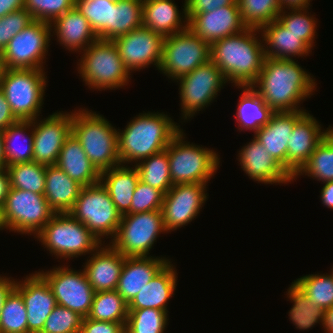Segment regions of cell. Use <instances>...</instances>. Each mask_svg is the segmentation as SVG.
Here are the masks:
<instances>
[{"label":"cell","mask_w":333,"mask_h":333,"mask_svg":"<svg viewBox=\"0 0 333 333\" xmlns=\"http://www.w3.org/2000/svg\"><path fill=\"white\" fill-rule=\"evenodd\" d=\"M295 60L265 57L262 70L251 85L274 112L307 111L300 107L301 101L311 98L317 89L314 76Z\"/></svg>","instance_id":"1"},{"label":"cell","mask_w":333,"mask_h":333,"mask_svg":"<svg viewBox=\"0 0 333 333\" xmlns=\"http://www.w3.org/2000/svg\"><path fill=\"white\" fill-rule=\"evenodd\" d=\"M138 181L139 173L133 165L131 167L120 164L100 172V182L121 215L130 214V205Z\"/></svg>","instance_id":"31"},{"label":"cell","mask_w":333,"mask_h":333,"mask_svg":"<svg viewBox=\"0 0 333 333\" xmlns=\"http://www.w3.org/2000/svg\"><path fill=\"white\" fill-rule=\"evenodd\" d=\"M15 287V279L13 277L0 275V312L8 293Z\"/></svg>","instance_id":"54"},{"label":"cell","mask_w":333,"mask_h":333,"mask_svg":"<svg viewBox=\"0 0 333 333\" xmlns=\"http://www.w3.org/2000/svg\"><path fill=\"white\" fill-rule=\"evenodd\" d=\"M331 126L325 130L313 115L306 112L294 125L287 145V172L294 175L308 161L316 146Z\"/></svg>","instance_id":"22"},{"label":"cell","mask_w":333,"mask_h":333,"mask_svg":"<svg viewBox=\"0 0 333 333\" xmlns=\"http://www.w3.org/2000/svg\"><path fill=\"white\" fill-rule=\"evenodd\" d=\"M143 0H118L113 3L111 41L142 26Z\"/></svg>","instance_id":"41"},{"label":"cell","mask_w":333,"mask_h":333,"mask_svg":"<svg viewBox=\"0 0 333 333\" xmlns=\"http://www.w3.org/2000/svg\"><path fill=\"white\" fill-rule=\"evenodd\" d=\"M112 41L130 73L148 68L151 64L159 70L164 41L162 35L141 26Z\"/></svg>","instance_id":"17"},{"label":"cell","mask_w":333,"mask_h":333,"mask_svg":"<svg viewBox=\"0 0 333 333\" xmlns=\"http://www.w3.org/2000/svg\"><path fill=\"white\" fill-rule=\"evenodd\" d=\"M38 273L49 284L57 305L69 308L84 318L90 312L95 291L91 287L86 273L76 271L69 266H56L53 269L38 270Z\"/></svg>","instance_id":"15"},{"label":"cell","mask_w":333,"mask_h":333,"mask_svg":"<svg viewBox=\"0 0 333 333\" xmlns=\"http://www.w3.org/2000/svg\"><path fill=\"white\" fill-rule=\"evenodd\" d=\"M310 8L282 10L277 20L290 32L299 36L311 49L315 46L317 19L308 12ZM308 13V14H307ZM310 13V14H309Z\"/></svg>","instance_id":"45"},{"label":"cell","mask_w":333,"mask_h":333,"mask_svg":"<svg viewBox=\"0 0 333 333\" xmlns=\"http://www.w3.org/2000/svg\"><path fill=\"white\" fill-rule=\"evenodd\" d=\"M51 37V24L34 20L17 33L3 50L6 69H42L47 62Z\"/></svg>","instance_id":"14"},{"label":"cell","mask_w":333,"mask_h":333,"mask_svg":"<svg viewBox=\"0 0 333 333\" xmlns=\"http://www.w3.org/2000/svg\"><path fill=\"white\" fill-rule=\"evenodd\" d=\"M69 213L83 223L101 244H107L105 237L114 238L122 217L101 182L82 187Z\"/></svg>","instance_id":"9"},{"label":"cell","mask_w":333,"mask_h":333,"mask_svg":"<svg viewBox=\"0 0 333 333\" xmlns=\"http://www.w3.org/2000/svg\"><path fill=\"white\" fill-rule=\"evenodd\" d=\"M168 114L139 113L117 129L118 154L121 164L134 166L140 161L166 150L172 138L182 129Z\"/></svg>","instance_id":"3"},{"label":"cell","mask_w":333,"mask_h":333,"mask_svg":"<svg viewBox=\"0 0 333 333\" xmlns=\"http://www.w3.org/2000/svg\"><path fill=\"white\" fill-rule=\"evenodd\" d=\"M1 213L5 229L34 238L55 214L44 194L15 188H10Z\"/></svg>","instance_id":"11"},{"label":"cell","mask_w":333,"mask_h":333,"mask_svg":"<svg viewBox=\"0 0 333 333\" xmlns=\"http://www.w3.org/2000/svg\"><path fill=\"white\" fill-rule=\"evenodd\" d=\"M188 20L197 13L210 12L218 8L233 5L236 0H185Z\"/></svg>","instance_id":"51"},{"label":"cell","mask_w":333,"mask_h":333,"mask_svg":"<svg viewBox=\"0 0 333 333\" xmlns=\"http://www.w3.org/2000/svg\"><path fill=\"white\" fill-rule=\"evenodd\" d=\"M113 3L109 0H75V8L89 21L100 40H111Z\"/></svg>","instance_id":"40"},{"label":"cell","mask_w":333,"mask_h":333,"mask_svg":"<svg viewBox=\"0 0 333 333\" xmlns=\"http://www.w3.org/2000/svg\"><path fill=\"white\" fill-rule=\"evenodd\" d=\"M5 229V226L3 224V220H2V213H1V208H0V231Z\"/></svg>","instance_id":"62"},{"label":"cell","mask_w":333,"mask_h":333,"mask_svg":"<svg viewBox=\"0 0 333 333\" xmlns=\"http://www.w3.org/2000/svg\"><path fill=\"white\" fill-rule=\"evenodd\" d=\"M5 65L3 60V51L0 50V78L5 72Z\"/></svg>","instance_id":"61"},{"label":"cell","mask_w":333,"mask_h":333,"mask_svg":"<svg viewBox=\"0 0 333 333\" xmlns=\"http://www.w3.org/2000/svg\"><path fill=\"white\" fill-rule=\"evenodd\" d=\"M207 186L203 183L175 184L164 194L161 212L167 232L191 224L197 218L208 200Z\"/></svg>","instance_id":"16"},{"label":"cell","mask_w":333,"mask_h":333,"mask_svg":"<svg viewBox=\"0 0 333 333\" xmlns=\"http://www.w3.org/2000/svg\"><path fill=\"white\" fill-rule=\"evenodd\" d=\"M181 129L166 147L171 181L175 184H207L220 165V155L204 146L186 142Z\"/></svg>","instance_id":"6"},{"label":"cell","mask_w":333,"mask_h":333,"mask_svg":"<svg viewBox=\"0 0 333 333\" xmlns=\"http://www.w3.org/2000/svg\"><path fill=\"white\" fill-rule=\"evenodd\" d=\"M0 333H28L25 304L15 288L8 293L1 309Z\"/></svg>","instance_id":"44"},{"label":"cell","mask_w":333,"mask_h":333,"mask_svg":"<svg viewBox=\"0 0 333 333\" xmlns=\"http://www.w3.org/2000/svg\"><path fill=\"white\" fill-rule=\"evenodd\" d=\"M166 257H125L116 291L129 304L170 261Z\"/></svg>","instance_id":"25"},{"label":"cell","mask_w":333,"mask_h":333,"mask_svg":"<svg viewBox=\"0 0 333 333\" xmlns=\"http://www.w3.org/2000/svg\"><path fill=\"white\" fill-rule=\"evenodd\" d=\"M128 312V303L116 290L99 291L95 292L87 318L126 326Z\"/></svg>","instance_id":"37"},{"label":"cell","mask_w":333,"mask_h":333,"mask_svg":"<svg viewBox=\"0 0 333 333\" xmlns=\"http://www.w3.org/2000/svg\"><path fill=\"white\" fill-rule=\"evenodd\" d=\"M174 2L173 0H143L142 26L163 37L188 29L186 2L184 1L183 11L180 12Z\"/></svg>","instance_id":"27"},{"label":"cell","mask_w":333,"mask_h":333,"mask_svg":"<svg viewBox=\"0 0 333 333\" xmlns=\"http://www.w3.org/2000/svg\"><path fill=\"white\" fill-rule=\"evenodd\" d=\"M73 112L57 111L44 119L32 120L33 161L55 165L66 139L72 133Z\"/></svg>","instance_id":"18"},{"label":"cell","mask_w":333,"mask_h":333,"mask_svg":"<svg viewBox=\"0 0 333 333\" xmlns=\"http://www.w3.org/2000/svg\"><path fill=\"white\" fill-rule=\"evenodd\" d=\"M101 114L87 108L73 111L72 134L99 172L121 164L117 129Z\"/></svg>","instance_id":"4"},{"label":"cell","mask_w":333,"mask_h":333,"mask_svg":"<svg viewBox=\"0 0 333 333\" xmlns=\"http://www.w3.org/2000/svg\"><path fill=\"white\" fill-rule=\"evenodd\" d=\"M139 180L166 194L173 183L169 170V159L166 150L140 161L135 165Z\"/></svg>","instance_id":"38"},{"label":"cell","mask_w":333,"mask_h":333,"mask_svg":"<svg viewBox=\"0 0 333 333\" xmlns=\"http://www.w3.org/2000/svg\"><path fill=\"white\" fill-rule=\"evenodd\" d=\"M188 28L210 45L222 38L244 31L237 2L210 12L194 14L188 20Z\"/></svg>","instance_id":"20"},{"label":"cell","mask_w":333,"mask_h":333,"mask_svg":"<svg viewBox=\"0 0 333 333\" xmlns=\"http://www.w3.org/2000/svg\"><path fill=\"white\" fill-rule=\"evenodd\" d=\"M89 257L83 268L93 290H116L125 256L109 244L102 243Z\"/></svg>","instance_id":"23"},{"label":"cell","mask_w":333,"mask_h":333,"mask_svg":"<svg viewBox=\"0 0 333 333\" xmlns=\"http://www.w3.org/2000/svg\"><path fill=\"white\" fill-rule=\"evenodd\" d=\"M244 25L260 30L277 20L282 11L279 0H236Z\"/></svg>","instance_id":"42"},{"label":"cell","mask_w":333,"mask_h":333,"mask_svg":"<svg viewBox=\"0 0 333 333\" xmlns=\"http://www.w3.org/2000/svg\"><path fill=\"white\" fill-rule=\"evenodd\" d=\"M25 0H0V18L3 16L24 8Z\"/></svg>","instance_id":"55"},{"label":"cell","mask_w":333,"mask_h":333,"mask_svg":"<svg viewBox=\"0 0 333 333\" xmlns=\"http://www.w3.org/2000/svg\"><path fill=\"white\" fill-rule=\"evenodd\" d=\"M6 168L4 147H3V132L0 131V169Z\"/></svg>","instance_id":"60"},{"label":"cell","mask_w":333,"mask_h":333,"mask_svg":"<svg viewBox=\"0 0 333 333\" xmlns=\"http://www.w3.org/2000/svg\"><path fill=\"white\" fill-rule=\"evenodd\" d=\"M306 111L274 112L268 123L260 127L254 137L287 171V145L295 123Z\"/></svg>","instance_id":"24"},{"label":"cell","mask_w":333,"mask_h":333,"mask_svg":"<svg viewBox=\"0 0 333 333\" xmlns=\"http://www.w3.org/2000/svg\"><path fill=\"white\" fill-rule=\"evenodd\" d=\"M237 156L241 169L254 182L288 185L293 181V177L274 160L255 137L240 149Z\"/></svg>","instance_id":"21"},{"label":"cell","mask_w":333,"mask_h":333,"mask_svg":"<svg viewBox=\"0 0 333 333\" xmlns=\"http://www.w3.org/2000/svg\"><path fill=\"white\" fill-rule=\"evenodd\" d=\"M75 7V0H25L24 8L33 20L52 23Z\"/></svg>","instance_id":"48"},{"label":"cell","mask_w":333,"mask_h":333,"mask_svg":"<svg viewBox=\"0 0 333 333\" xmlns=\"http://www.w3.org/2000/svg\"><path fill=\"white\" fill-rule=\"evenodd\" d=\"M161 233H168L161 210L124 214L109 245L125 257H149Z\"/></svg>","instance_id":"10"},{"label":"cell","mask_w":333,"mask_h":333,"mask_svg":"<svg viewBox=\"0 0 333 333\" xmlns=\"http://www.w3.org/2000/svg\"><path fill=\"white\" fill-rule=\"evenodd\" d=\"M34 20L25 8L13 11L0 18V50L3 51L9 41Z\"/></svg>","instance_id":"50"},{"label":"cell","mask_w":333,"mask_h":333,"mask_svg":"<svg viewBox=\"0 0 333 333\" xmlns=\"http://www.w3.org/2000/svg\"><path fill=\"white\" fill-rule=\"evenodd\" d=\"M171 260L156 274V276L142 288L135 298L128 304V309L153 308L167 310V304L174 296L177 287V269Z\"/></svg>","instance_id":"28"},{"label":"cell","mask_w":333,"mask_h":333,"mask_svg":"<svg viewBox=\"0 0 333 333\" xmlns=\"http://www.w3.org/2000/svg\"><path fill=\"white\" fill-rule=\"evenodd\" d=\"M35 237L60 260L86 256L101 245L91 231L70 213H55Z\"/></svg>","instance_id":"7"},{"label":"cell","mask_w":333,"mask_h":333,"mask_svg":"<svg viewBox=\"0 0 333 333\" xmlns=\"http://www.w3.org/2000/svg\"><path fill=\"white\" fill-rule=\"evenodd\" d=\"M45 73L42 69H5L1 76L0 90L19 121L40 118L48 82Z\"/></svg>","instance_id":"8"},{"label":"cell","mask_w":333,"mask_h":333,"mask_svg":"<svg viewBox=\"0 0 333 333\" xmlns=\"http://www.w3.org/2000/svg\"><path fill=\"white\" fill-rule=\"evenodd\" d=\"M82 187L56 165L46 166L44 196L55 213H69Z\"/></svg>","instance_id":"32"},{"label":"cell","mask_w":333,"mask_h":333,"mask_svg":"<svg viewBox=\"0 0 333 333\" xmlns=\"http://www.w3.org/2000/svg\"><path fill=\"white\" fill-rule=\"evenodd\" d=\"M21 139L25 143L23 146L19 145ZM33 141L32 121H17L5 129L3 147L6 166L33 161Z\"/></svg>","instance_id":"34"},{"label":"cell","mask_w":333,"mask_h":333,"mask_svg":"<svg viewBox=\"0 0 333 333\" xmlns=\"http://www.w3.org/2000/svg\"><path fill=\"white\" fill-rule=\"evenodd\" d=\"M80 54L77 71L89 89L115 90L129 84L131 74L113 41L98 39Z\"/></svg>","instance_id":"5"},{"label":"cell","mask_w":333,"mask_h":333,"mask_svg":"<svg viewBox=\"0 0 333 333\" xmlns=\"http://www.w3.org/2000/svg\"><path fill=\"white\" fill-rule=\"evenodd\" d=\"M210 56V44L188 28L164 37L158 71L175 82L198 66L208 63Z\"/></svg>","instance_id":"12"},{"label":"cell","mask_w":333,"mask_h":333,"mask_svg":"<svg viewBox=\"0 0 333 333\" xmlns=\"http://www.w3.org/2000/svg\"><path fill=\"white\" fill-rule=\"evenodd\" d=\"M320 195L322 204L327 208L333 209V181L324 183Z\"/></svg>","instance_id":"57"},{"label":"cell","mask_w":333,"mask_h":333,"mask_svg":"<svg viewBox=\"0 0 333 333\" xmlns=\"http://www.w3.org/2000/svg\"><path fill=\"white\" fill-rule=\"evenodd\" d=\"M282 10L310 8L311 0H279ZM310 6V7H309Z\"/></svg>","instance_id":"58"},{"label":"cell","mask_w":333,"mask_h":333,"mask_svg":"<svg viewBox=\"0 0 333 333\" xmlns=\"http://www.w3.org/2000/svg\"><path fill=\"white\" fill-rule=\"evenodd\" d=\"M80 333H125L122 323L98 321L84 318Z\"/></svg>","instance_id":"52"},{"label":"cell","mask_w":333,"mask_h":333,"mask_svg":"<svg viewBox=\"0 0 333 333\" xmlns=\"http://www.w3.org/2000/svg\"><path fill=\"white\" fill-rule=\"evenodd\" d=\"M19 121L13 114L5 94L0 90V131Z\"/></svg>","instance_id":"53"},{"label":"cell","mask_w":333,"mask_h":333,"mask_svg":"<svg viewBox=\"0 0 333 333\" xmlns=\"http://www.w3.org/2000/svg\"><path fill=\"white\" fill-rule=\"evenodd\" d=\"M22 296L27 311L28 333H41L47 317L57 305L46 280L37 272L15 281L14 287Z\"/></svg>","instance_id":"19"},{"label":"cell","mask_w":333,"mask_h":333,"mask_svg":"<svg viewBox=\"0 0 333 333\" xmlns=\"http://www.w3.org/2000/svg\"><path fill=\"white\" fill-rule=\"evenodd\" d=\"M261 38L260 30L246 28L210 45V60L221 70L229 84L233 83L235 87L251 86L256 81L265 59L264 41Z\"/></svg>","instance_id":"2"},{"label":"cell","mask_w":333,"mask_h":333,"mask_svg":"<svg viewBox=\"0 0 333 333\" xmlns=\"http://www.w3.org/2000/svg\"><path fill=\"white\" fill-rule=\"evenodd\" d=\"M260 33L265 41L263 45L267 58L293 60L294 57L303 58L312 53L313 49L278 20L263 26Z\"/></svg>","instance_id":"29"},{"label":"cell","mask_w":333,"mask_h":333,"mask_svg":"<svg viewBox=\"0 0 333 333\" xmlns=\"http://www.w3.org/2000/svg\"><path fill=\"white\" fill-rule=\"evenodd\" d=\"M10 188L8 172L6 168H2L0 169V208L4 204L5 198L7 197Z\"/></svg>","instance_id":"56"},{"label":"cell","mask_w":333,"mask_h":333,"mask_svg":"<svg viewBox=\"0 0 333 333\" xmlns=\"http://www.w3.org/2000/svg\"><path fill=\"white\" fill-rule=\"evenodd\" d=\"M10 187L44 194L46 166L35 161L6 166Z\"/></svg>","instance_id":"39"},{"label":"cell","mask_w":333,"mask_h":333,"mask_svg":"<svg viewBox=\"0 0 333 333\" xmlns=\"http://www.w3.org/2000/svg\"><path fill=\"white\" fill-rule=\"evenodd\" d=\"M325 333H333V307L325 310L323 327Z\"/></svg>","instance_id":"59"},{"label":"cell","mask_w":333,"mask_h":333,"mask_svg":"<svg viewBox=\"0 0 333 333\" xmlns=\"http://www.w3.org/2000/svg\"><path fill=\"white\" fill-rule=\"evenodd\" d=\"M242 89L235 120L238 130L254 131L266 125L274 111L262 100L261 96L251 86H237Z\"/></svg>","instance_id":"33"},{"label":"cell","mask_w":333,"mask_h":333,"mask_svg":"<svg viewBox=\"0 0 333 333\" xmlns=\"http://www.w3.org/2000/svg\"><path fill=\"white\" fill-rule=\"evenodd\" d=\"M312 301L314 306L324 310L333 307V274L317 273L297 278L293 281Z\"/></svg>","instance_id":"43"},{"label":"cell","mask_w":333,"mask_h":333,"mask_svg":"<svg viewBox=\"0 0 333 333\" xmlns=\"http://www.w3.org/2000/svg\"><path fill=\"white\" fill-rule=\"evenodd\" d=\"M287 298L293 303L288 312L290 321L299 330H308L318 323L323 326L325 310L320 306H314L308 296L292 282L286 291Z\"/></svg>","instance_id":"35"},{"label":"cell","mask_w":333,"mask_h":333,"mask_svg":"<svg viewBox=\"0 0 333 333\" xmlns=\"http://www.w3.org/2000/svg\"><path fill=\"white\" fill-rule=\"evenodd\" d=\"M83 319L69 308L56 305L45 320L41 333H80Z\"/></svg>","instance_id":"47"},{"label":"cell","mask_w":333,"mask_h":333,"mask_svg":"<svg viewBox=\"0 0 333 333\" xmlns=\"http://www.w3.org/2000/svg\"><path fill=\"white\" fill-rule=\"evenodd\" d=\"M125 333H164L169 316L153 308L128 309Z\"/></svg>","instance_id":"46"},{"label":"cell","mask_w":333,"mask_h":333,"mask_svg":"<svg viewBox=\"0 0 333 333\" xmlns=\"http://www.w3.org/2000/svg\"><path fill=\"white\" fill-rule=\"evenodd\" d=\"M175 82L179 85L181 119L184 122L209 107L227 83L211 60Z\"/></svg>","instance_id":"13"},{"label":"cell","mask_w":333,"mask_h":333,"mask_svg":"<svg viewBox=\"0 0 333 333\" xmlns=\"http://www.w3.org/2000/svg\"><path fill=\"white\" fill-rule=\"evenodd\" d=\"M55 165L83 187L100 182V172L72 133L63 144Z\"/></svg>","instance_id":"30"},{"label":"cell","mask_w":333,"mask_h":333,"mask_svg":"<svg viewBox=\"0 0 333 333\" xmlns=\"http://www.w3.org/2000/svg\"><path fill=\"white\" fill-rule=\"evenodd\" d=\"M51 34L69 52L79 54L98 40L89 21L75 7L51 23Z\"/></svg>","instance_id":"26"},{"label":"cell","mask_w":333,"mask_h":333,"mask_svg":"<svg viewBox=\"0 0 333 333\" xmlns=\"http://www.w3.org/2000/svg\"><path fill=\"white\" fill-rule=\"evenodd\" d=\"M304 174L322 183L333 181V127L324 135L308 161L294 175L293 182Z\"/></svg>","instance_id":"36"},{"label":"cell","mask_w":333,"mask_h":333,"mask_svg":"<svg viewBox=\"0 0 333 333\" xmlns=\"http://www.w3.org/2000/svg\"><path fill=\"white\" fill-rule=\"evenodd\" d=\"M164 193L148 184L138 181L130 205V214L161 210Z\"/></svg>","instance_id":"49"}]
</instances>
